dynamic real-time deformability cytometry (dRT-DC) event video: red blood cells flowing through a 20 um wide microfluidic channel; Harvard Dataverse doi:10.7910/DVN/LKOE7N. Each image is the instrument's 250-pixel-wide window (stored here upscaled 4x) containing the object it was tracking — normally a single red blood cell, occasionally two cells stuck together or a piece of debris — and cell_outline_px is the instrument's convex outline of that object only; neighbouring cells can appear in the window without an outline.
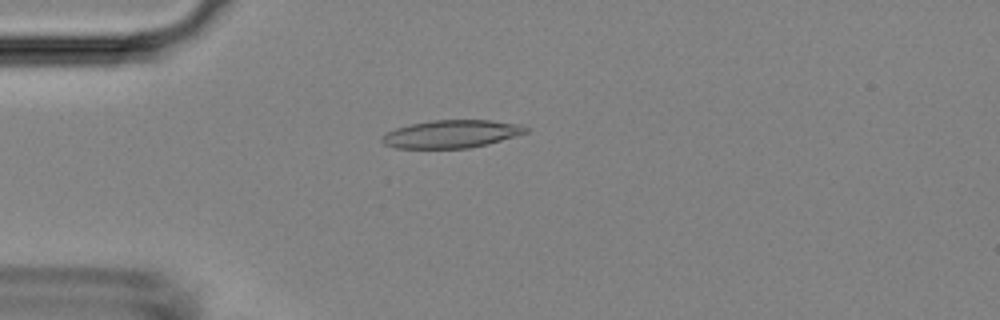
{"species": "Egyptian fruit bat (a non-hibernating species)", "species_latin": "Rousettus aegyptiacus", "temperature_condition": "room temperature", "stored_images_in_passage": 4, "camera_frame_rate_fps": 3000, "um_per_image_px": 0.085, "animal": {"sex": "female"}, "frame": {"image": 1, "passage_image": 3, "time_ms": 2.333, "image_size_px": [1000, 320], "cell_outline_px": [[528, 132], [488, 144], [468, 148], [396, 148], [384, 144], [380, 140], [380, 136], [384, 132], [396, 128], [428, 120], [492, 120], [524, 124], [528, 128]], "centroid_in_image_um": [38.36, 11.38], "position_along_channel_um": 46.6, "area_um2": 23.58}}